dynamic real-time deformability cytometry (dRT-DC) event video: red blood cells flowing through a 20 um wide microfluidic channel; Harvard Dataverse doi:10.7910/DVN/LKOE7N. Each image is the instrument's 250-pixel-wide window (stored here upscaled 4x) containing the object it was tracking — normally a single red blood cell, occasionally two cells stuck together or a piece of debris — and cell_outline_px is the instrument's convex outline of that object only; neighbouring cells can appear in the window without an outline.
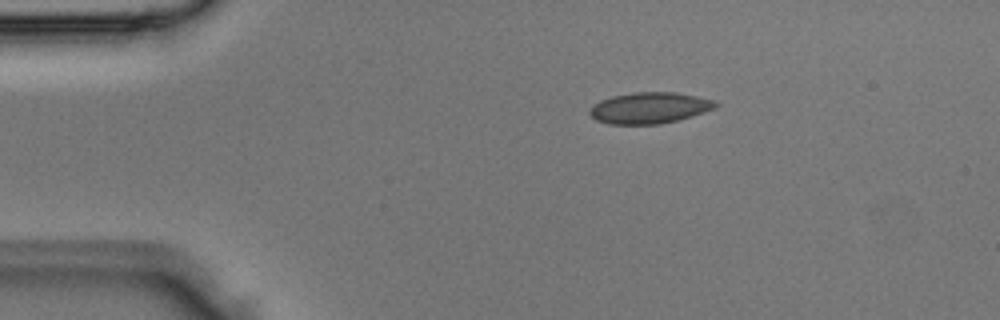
{"species": "Egyptian fruit bat (a non-hibernating species)", "species_latin": "Rousettus aegyptiacus", "temperature_condition": "room temperature", "stored_images_in_passage": 3, "camera_frame_rate_fps": 3000, "um_per_image_px": 0.085, "animal": {"sex": "male"}, "frame": {"image": 1, "passage_image": 3, "time_ms": 0.667, "image_size_px": [1000, 320], "cell_outline_px": [[720, 104], [716, 108], [692, 116], [660, 124], [608, 124], [596, 120], [588, 112], [600, 100], [612, 96], [636, 92], [676, 92], [716, 100]], "centroid_in_image_um": [55.25, 9.17], "position_along_channel_um": 29.7, "area_um2": 22.83}}